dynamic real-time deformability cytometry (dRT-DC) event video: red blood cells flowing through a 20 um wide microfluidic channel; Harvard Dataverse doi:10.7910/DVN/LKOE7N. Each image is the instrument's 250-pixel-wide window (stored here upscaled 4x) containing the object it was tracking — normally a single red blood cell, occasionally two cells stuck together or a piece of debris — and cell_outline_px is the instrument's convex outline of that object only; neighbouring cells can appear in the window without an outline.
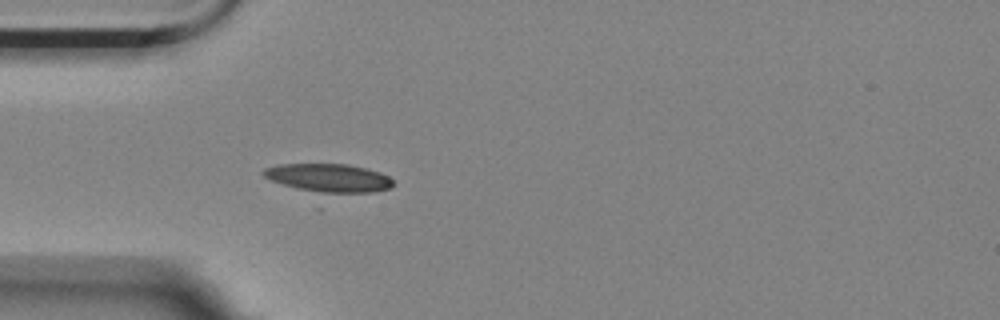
{"species": "Egyptian fruit bat (a non-hibernating species)", "species_latin": "Rousettus aegyptiacus", "temperature_condition": "room temperature", "stored_images_in_passage": 5, "camera_frame_rate_fps": 3000, "um_per_image_px": 0.085, "animal": {"sex": "female"}, "frame": {"image": 1, "passage_image": 5, "time_ms": 1.333, "image_size_px": [1000, 320], "cell_outline_px": [[396, 184], [392, 188], [372, 192], [328, 196], [296, 188], [272, 180], [264, 176], [260, 172], [264, 168], [276, 164], [348, 164], [368, 168], [380, 172], [388, 176]], "centroid_in_image_um": [27.99, 15.16], "position_along_channel_um": 57.0, "area_um2": 22.31}}